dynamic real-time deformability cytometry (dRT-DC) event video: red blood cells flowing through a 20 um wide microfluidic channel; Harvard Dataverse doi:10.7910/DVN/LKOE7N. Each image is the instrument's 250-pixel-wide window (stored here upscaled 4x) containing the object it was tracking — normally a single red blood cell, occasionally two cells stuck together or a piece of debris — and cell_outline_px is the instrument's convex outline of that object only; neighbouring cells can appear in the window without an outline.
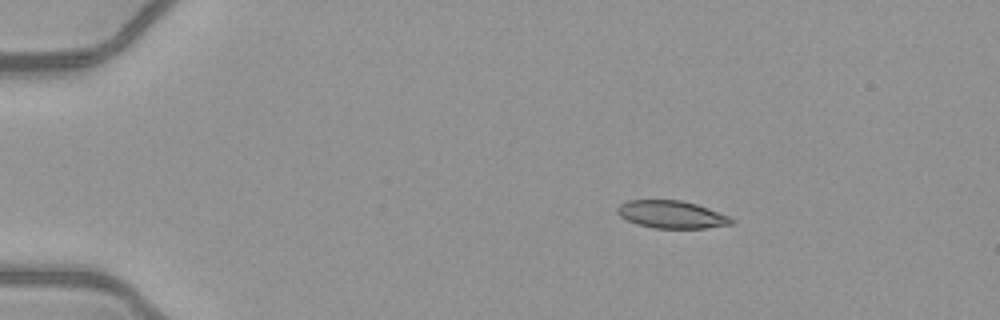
{"species": "common noctule bat (a hibernating species)", "species_latin": "Nyctalus noctula", "temperature_condition": "warm", "stored_images_in_passage": 43, "camera_frame_rate_fps": 3000, "um_per_image_px": 0.085, "animal": {"sex": "female", "body_mass_g": 21.9}, "frame": {"image": 1, "passage_image": 1, "time_ms": 0.0, "image_size_px": [1000, 320], "cell_outline_px": [[736, 220], [732, 224], [704, 228], [652, 228], [636, 224], [620, 216], [616, 212], [616, 208], [620, 204], [628, 200], [680, 200], [696, 204], [708, 208], [728, 216]], "centroid_in_image_um": [57.06, 18.23], "position_along_channel_um": 27.9, "area_um2": 18.32}}
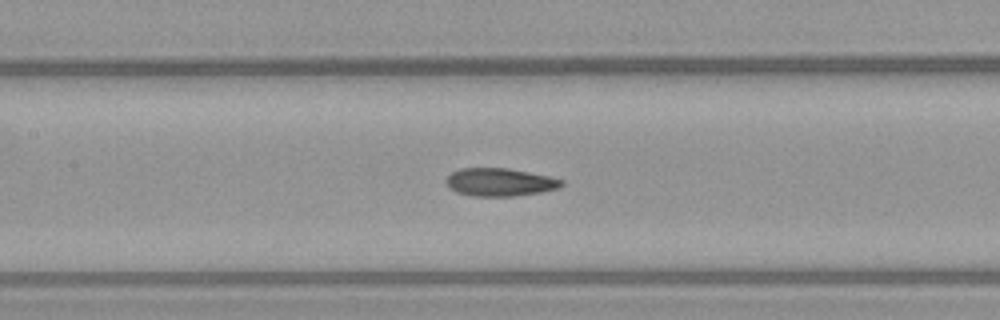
{"frame": {"image": 2, "passage_image": 17, "time_ms": 5.333, "image_size_px": [1000, 320], "cell_outline_px": [[564, 184], [560, 188], [540, 192], [516, 196], [472, 196], [456, 192], [448, 188], [444, 180], [452, 172], [460, 168], [508, 168], [548, 176], [564, 180]], "centroid_in_image_um": [42.47, 15.49], "position_along_channel_um": 164.9, "area_um2": 18.96}}
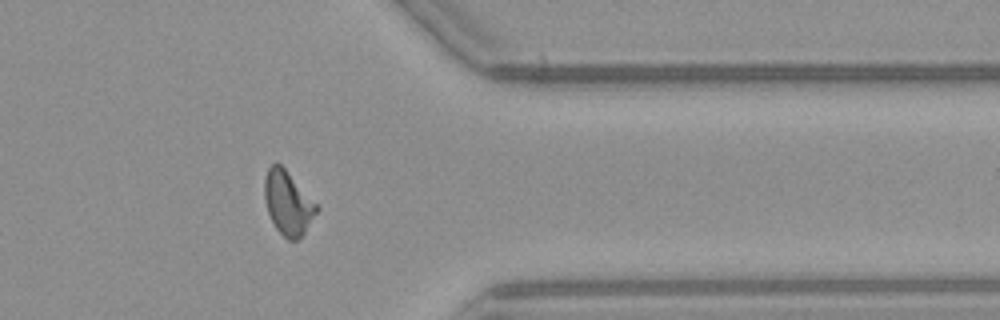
{"frame": {"image": 3, "passage_image": 34, "time_ms": 11.0, "image_size_px": [1000, 320], "cell_outline_px": [[320, 208], [304, 232], [296, 240], [288, 240], [276, 228], [268, 212], [264, 200], [264, 180], [268, 168], [276, 160], [284, 168]], "centroid_in_image_um": [24.45, 17.23], "position_along_channel_um": 386.9, "area_um2": 19.02}, "authors_computed_cell_mechanics": {"area_um2": 18.9584, "velocity_mm_per_s": 4.0916, "shape_relaxation_time_tau1_ms": 4.4763, "shape_relaxation_time_tau2_ms": 1.8484, "deformation_change_tau1": 0.191, "deformation_change_tau2": 0.0989}}